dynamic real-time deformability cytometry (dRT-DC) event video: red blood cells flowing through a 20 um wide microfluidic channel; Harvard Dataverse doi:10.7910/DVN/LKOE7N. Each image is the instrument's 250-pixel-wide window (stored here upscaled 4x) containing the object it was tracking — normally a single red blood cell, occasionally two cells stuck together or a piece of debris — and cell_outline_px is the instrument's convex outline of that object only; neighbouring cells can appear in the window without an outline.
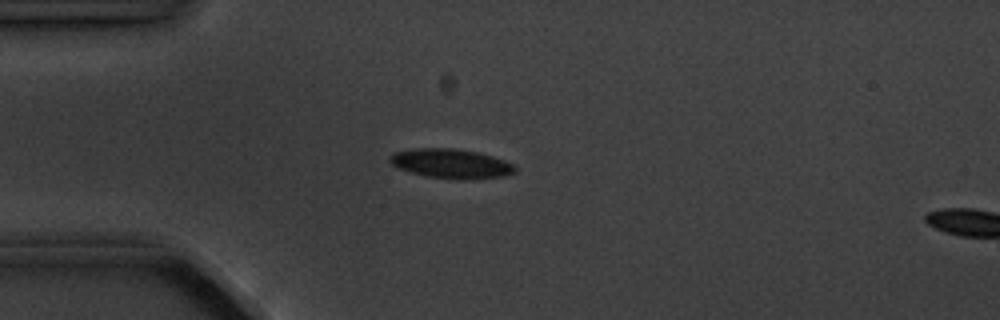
{"species": "common noctule bat (a hibernating species)", "species_latin": "Nyctalus noctula", "temperature_condition": "cold", "stored_images_in_passage": 3, "camera_frame_rate_fps": 3000, "um_per_image_px": 0.085, "animal": {"sex": "male", "body_mass_g": 20.1, "forearm_length_mm": 53.5}, "frame": {"image": 1, "passage_image": 2, "time_ms": 2.0, "image_size_px": [1000, 320], "cell_outline_px": [[516, 172], [504, 176], [464, 180], [460, 180], [428, 176], [396, 168], [388, 160], [388, 156], [392, 152], [416, 148], [452, 148], [476, 152], [492, 156], [504, 160], [512, 164], [516, 168]], "centroid_in_image_um": [38.3, 13.9], "position_along_channel_um": 46.7, "area_um2": 21.5}}